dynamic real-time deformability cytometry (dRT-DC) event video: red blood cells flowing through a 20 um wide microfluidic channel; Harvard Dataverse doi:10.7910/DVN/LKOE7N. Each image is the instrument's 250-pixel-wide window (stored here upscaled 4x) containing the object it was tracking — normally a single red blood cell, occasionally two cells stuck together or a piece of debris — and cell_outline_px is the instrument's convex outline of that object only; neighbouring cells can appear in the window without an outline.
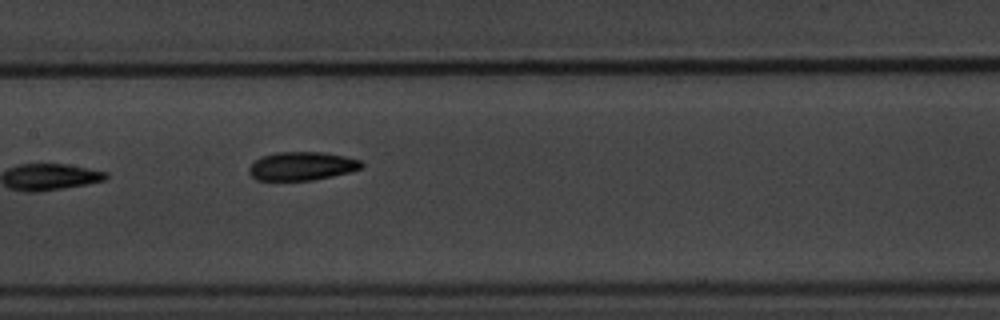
{"species": "common noctule bat (a hibernating species)", "species_latin": "Nyctalus noctula", "temperature_condition": "warm", "stored_images_in_passage": 7, "camera_frame_rate_fps": 3000, "um_per_image_px": 0.085, "animal": {"sex": "male", "body_mass_g": 20.1, "forearm_length_mm": 53.5}, "frame": {"image": 1, "passage_image": 7, "time_ms": 8.667, "image_size_px": [1000, 320], "cell_outline_px": [[364, 164], [360, 168], [348, 172], [332, 176], [312, 180], [256, 180], [248, 172], [248, 168], [260, 156], [276, 152], [324, 152], [344, 156], [360, 160]], "centroid_in_image_um": [25.63, 14.11], "position_along_channel_um": 181.8, "area_um2": 18.61}}